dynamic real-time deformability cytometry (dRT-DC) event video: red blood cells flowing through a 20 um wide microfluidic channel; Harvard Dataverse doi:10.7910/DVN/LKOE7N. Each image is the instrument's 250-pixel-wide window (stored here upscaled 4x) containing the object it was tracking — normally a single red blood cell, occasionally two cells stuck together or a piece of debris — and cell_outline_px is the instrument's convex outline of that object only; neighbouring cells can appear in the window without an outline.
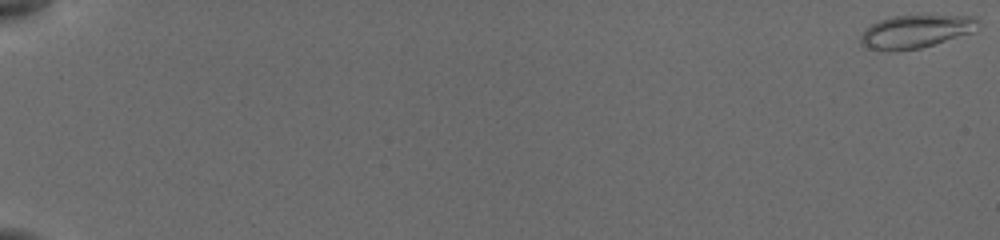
{"species": "common noctule bat (a hibernating species)", "species_latin": "Nyctalus noctula", "temperature_condition": "cold", "stored_images_in_passage": 18, "camera_frame_rate_fps": 3000, "um_per_image_px": 0.085, "animal": {"sex": "female", "body_mass_g": 19.5, "forearm_length_mm": 54.1}, "frame": {"image": 1, "passage_image": 1, "time_ms": 0.0, "image_size_px": [1000, 240], "cell_outline_px": [[980, 28], [976, 32], [920, 48], [892, 52], [888, 52], [868, 48], [860, 44], [860, 36], [864, 28], [880, 20], [892, 16], [976, 16], [980, 20]], "centroid_in_image_um": [77.86, 2.69], "position_along_channel_um": 7.1, "area_um2": 23.06}}
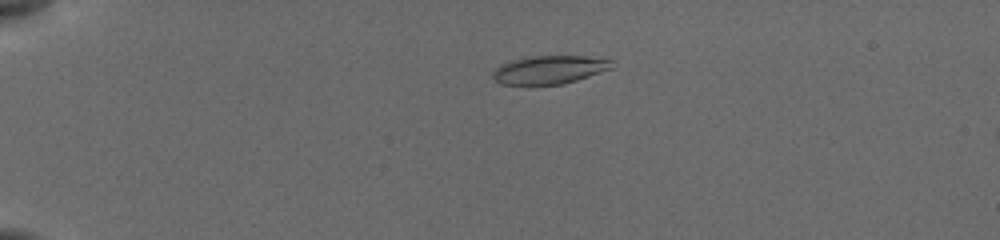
{"frame": {"image": 2, "passage_image": 13, "time_ms": 4.667, "image_size_px": [1000, 240], "cell_outline_px": [[616, 60], [612, 68], [564, 84], [500, 84], [492, 76], [492, 72], [500, 64], [512, 60], [532, 56], [584, 56]], "centroid_in_image_um": [46.72, 5.91], "position_along_channel_um": 38.3, "area_um2": 19.54}}